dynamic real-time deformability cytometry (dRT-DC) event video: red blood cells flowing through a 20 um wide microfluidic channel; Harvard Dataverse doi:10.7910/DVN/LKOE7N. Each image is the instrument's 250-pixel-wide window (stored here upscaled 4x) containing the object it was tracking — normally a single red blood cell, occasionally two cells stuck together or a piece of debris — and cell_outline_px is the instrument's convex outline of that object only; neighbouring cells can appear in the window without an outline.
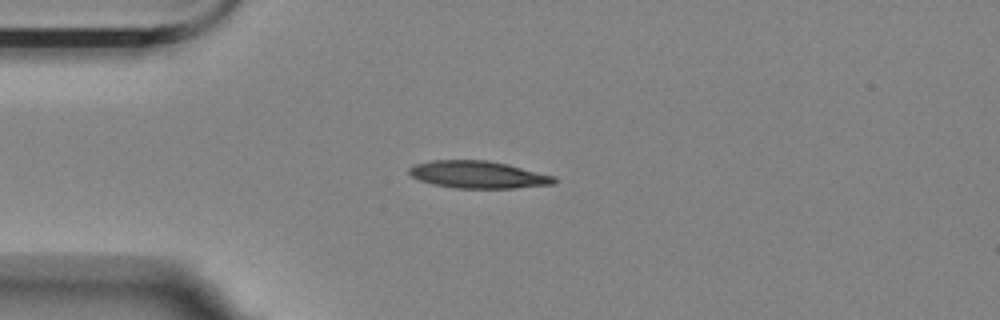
{"species": "Egyptian fruit bat (a non-hibernating species)", "species_latin": "Rousettus aegyptiacus", "temperature_condition": "room temperature", "stored_images_in_passage": 43, "camera_frame_rate_fps": 3000, "um_per_image_px": 0.085, "animal": {"sex": "female"}, "frame": {"image": 1, "passage_image": 1, "time_ms": 0.0, "image_size_px": [1000, 320], "cell_outline_px": [[556, 184], [516, 188], [452, 188], [432, 184], [420, 180], [412, 176], [408, 172], [408, 168], [416, 164], [432, 160], [488, 160], [508, 164], [556, 176]], "centroid_in_image_um": [40.67, 14.84], "position_along_channel_um": 44.3, "area_um2": 23.24}}
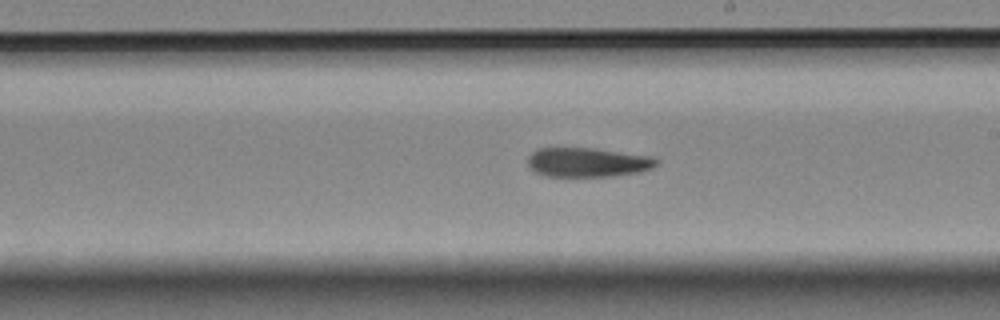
{"frame": {"image": 2, "passage_image": 19, "time_ms": 6.0, "image_size_px": [1000, 320], "cell_outline_px": [[660, 164], [652, 168], [640, 172], [612, 176], [544, 176], [536, 172], [528, 164], [528, 156], [532, 152], [540, 148], [596, 148], [656, 156], [660, 160]], "centroid_in_image_um": [50.05, 13.78], "position_along_channel_um": 239.0, "area_um2": 22.31}}
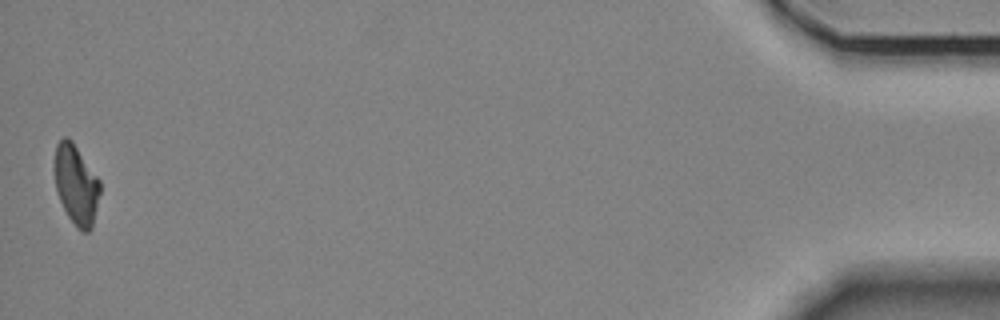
{"frame": {"image": 3, "passage_image": 43, "time_ms": 14.0, "image_size_px": [1000, 320], "cell_outline_px": [[100, 192], [92, 228], [88, 232], [80, 232], [76, 228], [68, 216], [60, 200], [56, 188], [56, 144], [64, 136], [68, 136], [72, 140], [100, 180]], "centroid_in_image_um": [6.5, 15.72], "position_along_channel_um": 428.7, "area_um2": 20.92}, "authors_computed_cell_mechanics": {"area_um2": 22.5998, "velocity_mm_per_s": 3.5163, "shape_relaxation_time_tau1_ms": 5.5743, "shape_relaxation_time_tau2_ms": null, "deformation_change_tau1": 0.1833, "deformation_change_tau2": null}}